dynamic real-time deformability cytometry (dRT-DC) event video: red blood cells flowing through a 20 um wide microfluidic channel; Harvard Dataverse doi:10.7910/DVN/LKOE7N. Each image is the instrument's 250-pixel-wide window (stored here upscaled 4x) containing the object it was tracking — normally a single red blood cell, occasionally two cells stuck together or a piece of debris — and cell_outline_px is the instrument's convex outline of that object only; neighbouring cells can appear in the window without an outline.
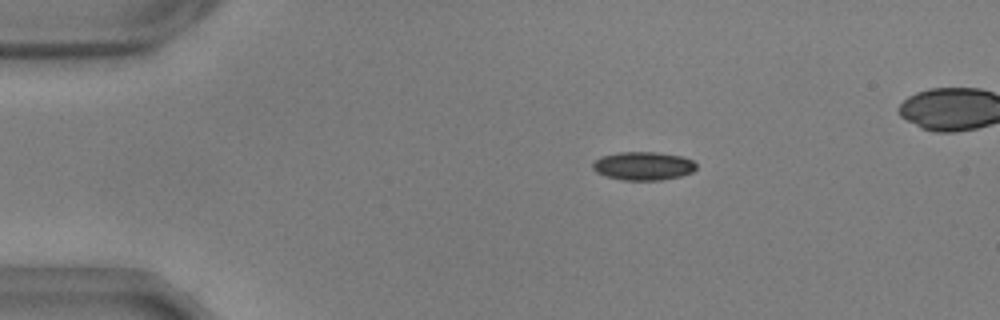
{"species": "common noctule bat (a hibernating species)", "species_latin": "Nyctalus noctula", "temperature_condition": "warm", "stored_images_in_passage": 44, "camera_frame_rate_fps": 3000, "um_per_image_px": 0.085, "animal": {"sex": "male", "body_mass_g": 17.9, "forearm_length_mm": 54.2}, "frame": {"image": 1, "passage_image": 1, "time_ms": 0.0, "image_size_px": [1000, 320], "cell_outline_px": [[696, 168], [692, 172], [680, 176], [660, 180], [624, 180], [604, 176], [596, 172], [592, 168], [592, 164], [600, 156], [620, 152], [656, 152], [680, 156], [692, 160], [696, 164]], "centroid_in_image_um": [54.65, 14.1], "position_along_channel_um": 30.4, "area_um2": 17.11}}
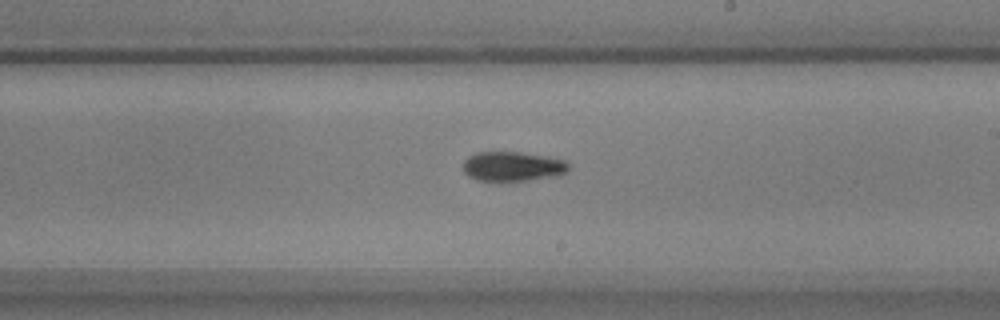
{"frame": {"image": 2, "passage_image": 23, "time_ms": 7.333, "image_size_px": [1000, 320], "cell_outline_px": [[568, 172], [560, 176], [512, 184], [496, 184], [476, 180], [468, 176], [464, 172], [464, 160], [468, 156], [476, 152], [520, 152], [548, 156], [564, 160], [568, 164]], "centroid_in_image_um": [43.58, 14.22], "position_along_channel_um": 245.4, "area_um2": 19.48}}
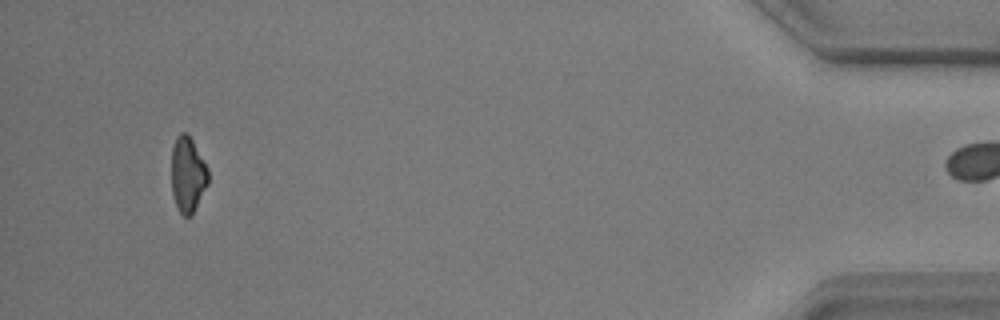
{"frame": {"image": 3, "passage_image": 43, "time_ms": 14.0, "image_size_px": [1000, 320], "cell_outline_px": [[208, 184], [192, 216], [184, 216], [176, 208], [172, 192], [172, 148], [176, 136], [180, 132], [188, 132], [208, 168]], "centroid_in_image_um": [15.96, 14.83], "position_along_channel_um": 419.2, "area_um2": 16.36}}